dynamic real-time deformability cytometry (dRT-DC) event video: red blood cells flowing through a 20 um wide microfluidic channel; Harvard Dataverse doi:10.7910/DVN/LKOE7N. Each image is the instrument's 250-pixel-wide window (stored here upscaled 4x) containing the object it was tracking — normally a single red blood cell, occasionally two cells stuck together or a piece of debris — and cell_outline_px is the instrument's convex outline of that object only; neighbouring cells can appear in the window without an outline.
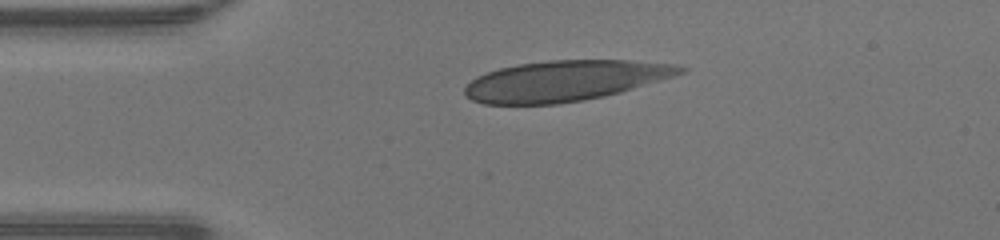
{"species": "human", "species_latin": "Homo sapiens", "temperature_condition": "warm", "stored_images_in_passage": 38, "camera_frame_rate_fps": 3000, "um_per_image_px": 0.085, "donor": {"sex": "male"}, "frame": {"image": 1, "passage_image": 1, "time_ms": 0.0, "image_size_px": [1000, 240], "cell_outline_px": [[688, 68], [684, 72], [660, 80], [620, 92], [604, 96], [584, 100], [556, 104], [484, 104], [472, 100], [464, 92], [464, 88], [476, 76], [500, 68], [520, 64], [548, 60], [628, 60], [672, 64]], "centroid_in_image_um": [48.0, 6.87], "position_along_channel_um": 37.0, "area_um2": 50.52}}
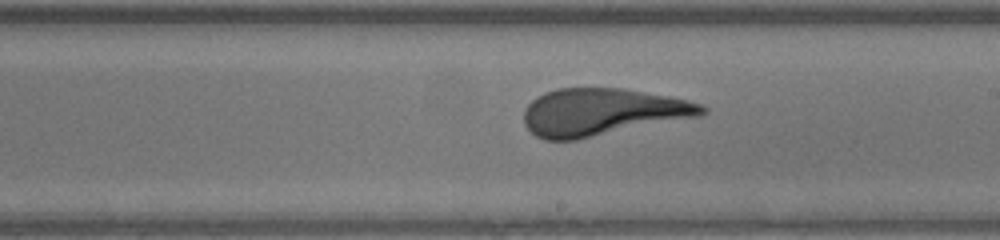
{"frame": {"image": 2, "passage_image": 17, "time_ms": 5.333, "image_size_px": [1000, 240], "cell_outline_px": [[708, 112], [700, 116], [576, 140], [544, 140], [536, 136], [524, 124], [524, 108], [536, 96], [544, 92], [556, 88], [624, 88], [668, 96], [688, 100], [700, 104], [708, 108]], "centroid_in_image_um": [51.17, 9.52], "position_along_channel_um": 237.8, "area_um2": 49.19}}
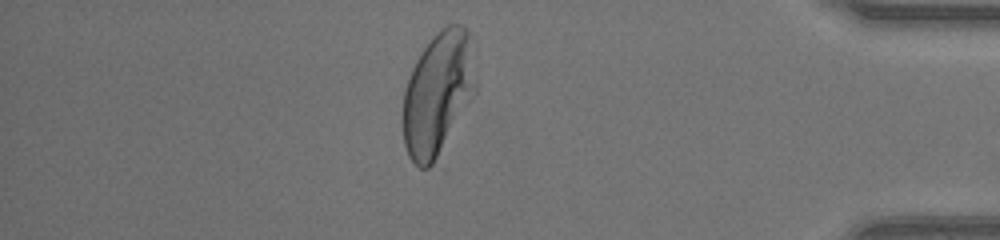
{"frame": {"image": 3, "passage_image": 31, "time_ms": 10.0, "image_size_px": [1000, 240], "cell_outline_px": [[476, 92], [444, 172], [420, 168], [408, 156], [404, 144], [404, 88], [412, 68], [420, 52], [432, 36], [448, 24], [464, 24], [468, 32], [476, 84]], "centroid_in_image_um": [37.29, 8.29], "position_along_channel_um": 397.9, "area_um2": 56.18}}